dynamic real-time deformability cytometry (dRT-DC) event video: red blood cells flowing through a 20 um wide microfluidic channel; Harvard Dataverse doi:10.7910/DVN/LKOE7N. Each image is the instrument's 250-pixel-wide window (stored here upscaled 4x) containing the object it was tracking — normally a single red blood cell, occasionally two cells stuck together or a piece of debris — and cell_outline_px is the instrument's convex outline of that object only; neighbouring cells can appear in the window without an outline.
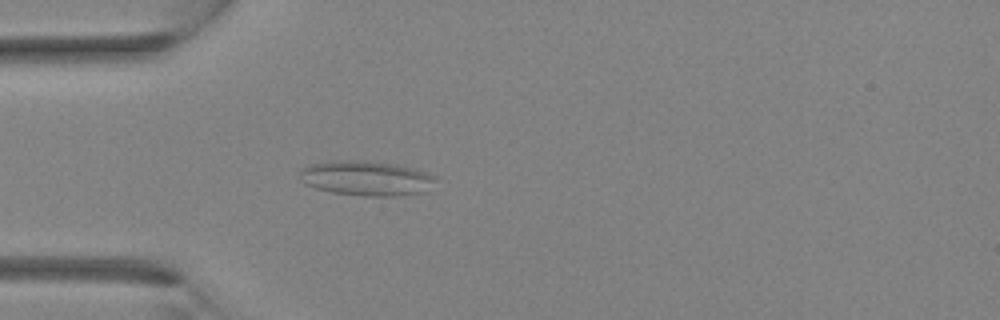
{"species": "Egyptian fruit bat (a non-hibernating species)", "species_latin": "Rousettus aegyptiacus", "temperature_condition": "room temperature", "stored_images_in_passage": 25, "camera_frame_rate_fps": 3000, "um_per_image_px": 0.085, "animal": {"sex": "female"}, "frame": {"image": 1, "passage_image": 1, "time_ms": 0.0, "image_size_px": [1000, 320], "cell_outline_px": [[440, 180], [424, 192], [400, 196], [364, 196], [332, 192], [316, 188], [304, 184], [300, 180], [300, 168], [308, 164], [336, 160], [360, 160], [396, 164], [428, 172], [436, 176]], "centroid_in_image_um": [31.16, 15.15], "position_along_channel_um": 53.8, "area_um2": 28.03}}
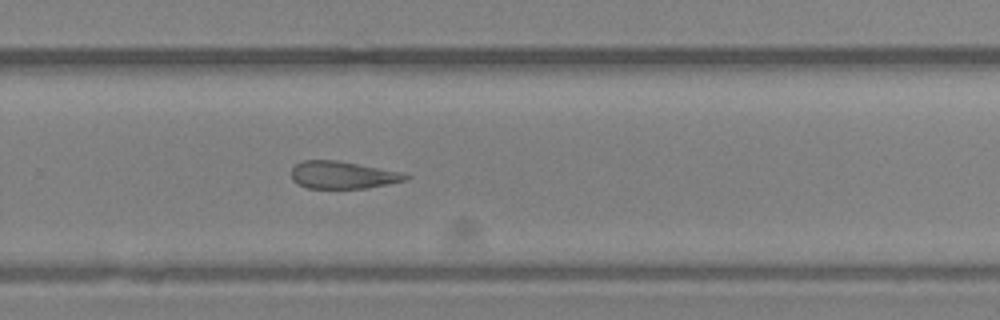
{"frame": {"image": 2, "passage_image": 14, "time_ms": 4.333, "image_size_px": [1000, 320], "cell_outline_px": [[412, 176], [408, 180], [368, 188], [308, 188], [296, 184], [292, 180], [292, 168], [296, 164], [304, 160], [336, 160], [400, 172]], "centroid_in_image_um": [29.12, 14.88], "position_along_channel_um": 300.7, "area_um2": 18.21}}
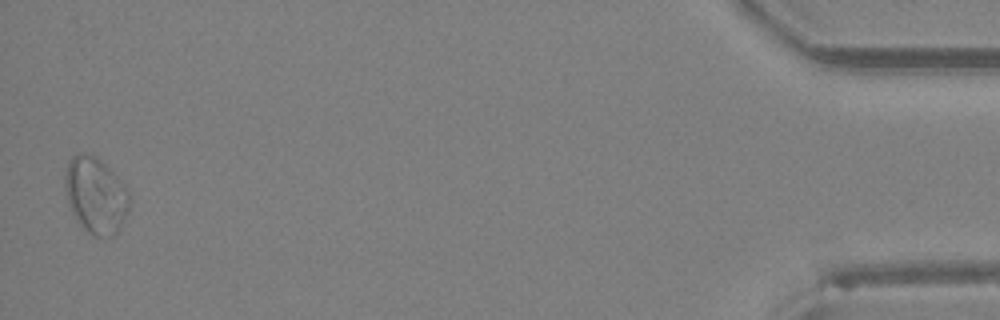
{"frame": {"image": 3, "passage_image": 25, "time_ms": 8.0, "image_size_px": [1000, 320], "cell_outline_px": [[128, 212], [120, 228], [112, 236], [96, 236], [88, 232], [84, 228], [72, 212], [68, 204], [64, 188], [64, 176], [68, 164], [72, 156], [84, 152], [96, 156], [128, 188]], "centroid_in_image_um": [8.12, 16.59], "position_along_channel_um": 427.1, "area_um2": 28.32}}